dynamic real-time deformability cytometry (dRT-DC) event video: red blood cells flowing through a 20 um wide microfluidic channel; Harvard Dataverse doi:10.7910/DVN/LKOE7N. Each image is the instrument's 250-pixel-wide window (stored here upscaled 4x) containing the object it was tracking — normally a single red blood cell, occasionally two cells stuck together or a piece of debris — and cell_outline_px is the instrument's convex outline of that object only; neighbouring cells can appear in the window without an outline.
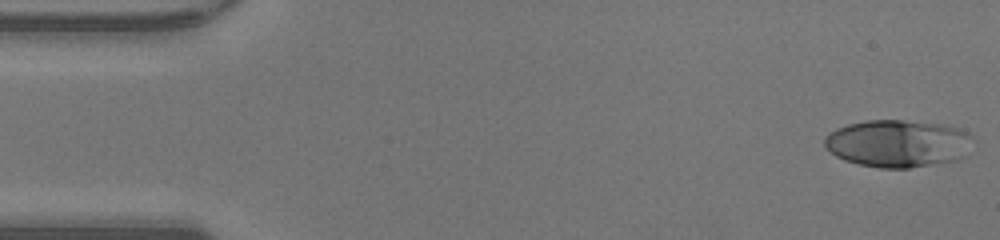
{"species": "human", "species_latin": "Homo sapiens", "temperature_condition": "warm", "stored_images_in_passage": 47, "camera_frame_rate_fps": 3000, "um_per_image_px": 0.085, "donor": {"sex": "male"}, "frame": {"image": 1, "passage_image": 1, "time_ms": 0.0, "image_size_px": [1000, 240], "cell_outline_px": [[976, 140], [964, 156], [956, 160], [908, 168], [880, 168], [860, 164], [844, 160], [836, 156], [824, 148], [824, 140], [828, 132], [836, 128], [848, 124], [868, 120], [900, 120], [944, 124], [968, 132]], "centroid_in_image_um": [76.32, 12.19], "position_along_channel_um": 8.7, "area_um2": 41.27}}
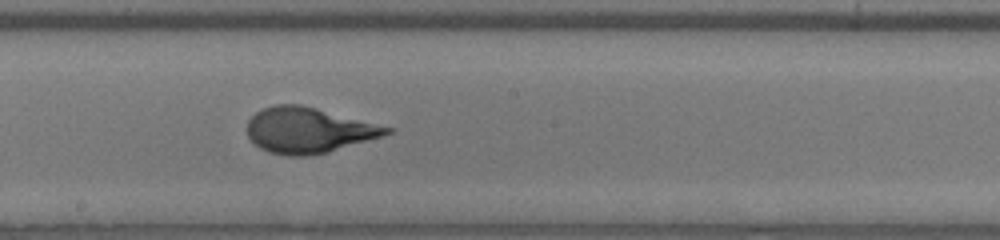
{"frame": {"image": 2, "passage_image": 25, "time_ms": 8.0, "image_size_px": [1000, 240], "cell_outline_px": [[396, 128], [392, 132], [380, 136], [328, 152], [308, 156], [288, 156], [268, 152], [260, 148], [248, 136], [248, 120], [256, 112], [264, 108], [276, 104], [300, 104]], "centroid_in_image_um": [26.22, 11.07], "position_along_channel_um": 222.0, "area_um2": 36.76}}
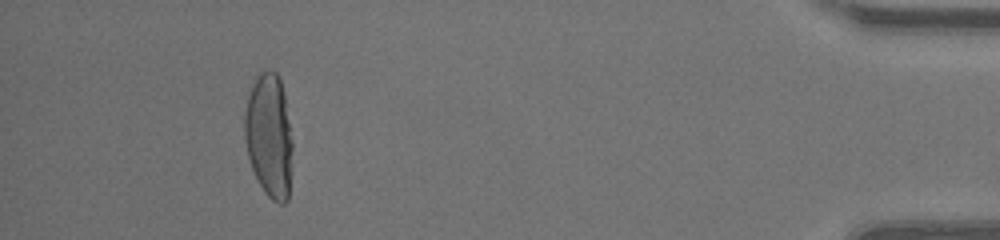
{"frame": {"image": 3, "passage_image": 43, "time_ms": 14.0, "image_size_px": [1000, 240], "cell_outline_px": [[292, 148], [288, 200], [284, 204], [280, 204], [272, 200], [264, 192], [252, 168], [248, 156], [244, 136], [244, 112], [248, 96], [252, 84], [256, 76], [260, 72], [268, 68], [276, 72], [280, 80], [284, 96], [292, 140]], "centroid_in_image_um": [22.86, 11.52], "position_along_channel_um": 412.3, "area_um2": 34.56}, "authors_computed_cell_mechanics": {"area_um2": 36.7608, "velocity_mm_per_s": 4.3466, "shape_relaxation_time_tau1_ms": 4.7641, "shape_relaxation_time_tau2_ms": null, "deformation_change_tau1": 0.2879, "deformation_change_tau2": null}}